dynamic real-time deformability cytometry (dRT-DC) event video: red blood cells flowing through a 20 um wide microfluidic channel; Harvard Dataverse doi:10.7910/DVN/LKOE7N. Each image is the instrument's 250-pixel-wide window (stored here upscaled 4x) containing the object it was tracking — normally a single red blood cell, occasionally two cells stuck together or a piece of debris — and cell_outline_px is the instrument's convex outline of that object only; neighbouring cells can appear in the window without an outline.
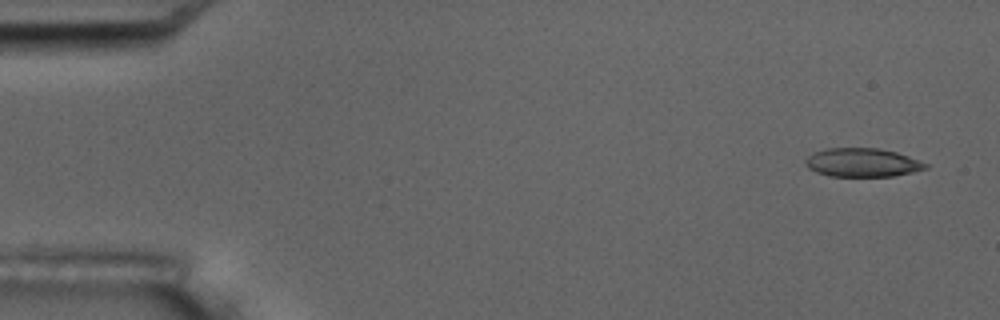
{"species": "common noctule bat (a hibernating species)", "species_latin": "Nyctalus noctula", "temperature_condition": "room temperature", "stored_images_in_passage": 6, "camera_frame_rate_fps": 3000, "um_per_image_px": 0.085, "animal": {"sex": "male", "body_mass_g": 17.5, "forearm_length_mm": 52.3}, "frame": {"image": 1, "passage_image": 1, "time_ms": 0.0, "image_size_px": [1000, 320], "cell_outline_px": [[928, 168], [912, 172], [892, 176], [828, 176], [816, 172], [808, 168], [804, 160], [812, 152], [828, 148], [880, 148], [896, 152], [908, 156], [928, 164]], "centroid_in_image_um": [73.27, 13.81], "position_along_channel_um": 11.7, "area_um2": 20.06}}
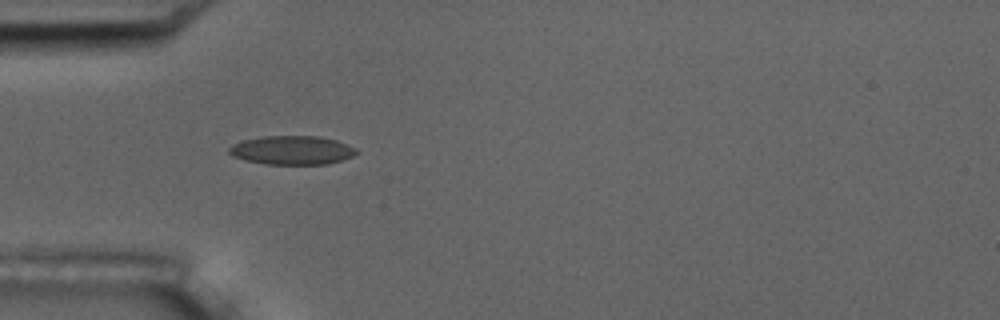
{"frame": {"image": 2, "passage_image": 5, "time_ms": 4.667, "image_size_px": [1000, 320], "cell_outline_px": [[360, 152], [352, 156], [328, 164], [264, 164], [244, 160], [232, 156], [228, 152], [228, 148], [232, 144], [244, 140], [264, 136], [320, 136], [336, 140], [348, 144], [356, 148]], "centroid_in_image_um": [24.82, 12.76], "position_along_channel_um": 60.2, "area_um2": 21.5}}